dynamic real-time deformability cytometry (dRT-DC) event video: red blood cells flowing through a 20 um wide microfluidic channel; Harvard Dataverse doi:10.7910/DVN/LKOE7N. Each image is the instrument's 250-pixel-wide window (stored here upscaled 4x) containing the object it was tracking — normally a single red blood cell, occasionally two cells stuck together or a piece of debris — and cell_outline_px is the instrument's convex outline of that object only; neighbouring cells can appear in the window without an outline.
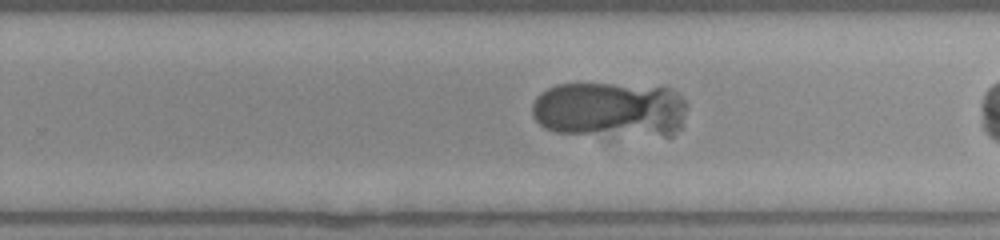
{"species": "human", "species_latin": "Homo sapiens", "temperature_condition": "room temperature", "stored_images_in_passage": 28, "camera_frame_rate_fps": 3000, "um_per_image_px": 0.085, "donor": {"sex": "female"}, "frame": {"image": 1, "passage_image": 20, "time_ms": 6.333, "image_size_px": [1000, 240], "cell_outline_px": [[688, 104], [680, 128], [672, 136], [664, 136], [556, 132], [544, 128], [532, 116], [532, 104], [536, 96], [540, 92], [556, 84], [608, 84], [672, 88]], "centroid_in_image_um": [51.84, 9.31], "position_along_channel_um": 278.0, "area_um2": 50.4}}